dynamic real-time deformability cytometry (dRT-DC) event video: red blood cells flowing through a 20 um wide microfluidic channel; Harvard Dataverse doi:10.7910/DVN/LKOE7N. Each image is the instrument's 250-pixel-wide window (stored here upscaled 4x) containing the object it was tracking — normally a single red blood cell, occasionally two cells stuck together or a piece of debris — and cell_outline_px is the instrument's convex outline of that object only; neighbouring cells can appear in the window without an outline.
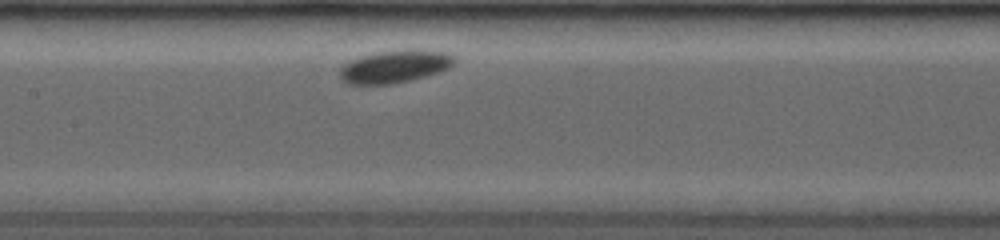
{"species": "common noctule bat (a hibernating species)", "species_latin": "Nyctalus noctula", "temperature_condition": "room temperature", "stored_images_in_passage": 17, "camera_frame_rate_fps": 3500, "um_per_image_px": 0.085, "animal": {"sex": "female", "body_mass_g": 19.0, "forearm_length_mm": 53.3}, "frame": {"image": 1, "passage_image": 6, "time_ms": 2.857, "image_size_px": [1000, 240], "cell_outline_px": [[456, 64], [440, 72], [392, 84], [348, 84], [340, 76], [340, 68], [344, 64], [352, 60], [364, 56], [380, 52], [444, 52], [456, 56]], "centroid_in_image_um": [33.56, 5.7], "position_along_channel_um": 173.8, "area_um2": 20.75}}
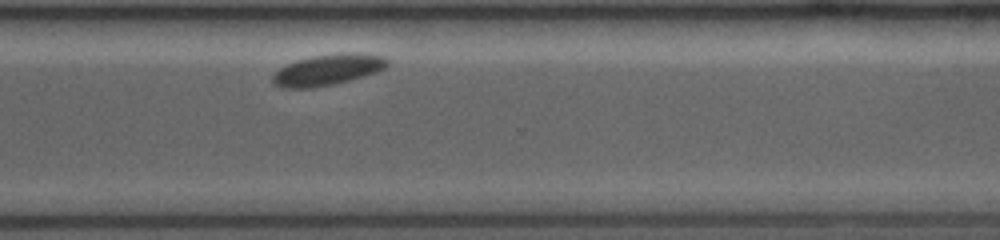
{"frame": {"image": 2, "passage_image": 14, "time_ms": 7.429, "image_size_px": [1000, 240], "cell_outline_px": [[388, 64], [384, 68], [376, 72], [348, 80], [332, 84], [312, 88], [284, 88], [276, 84], [272, 80], [272, 76], [280, 68], [296, 60], [312, 56], [352, 52], [384, 56], [388, 60]], "centroid_in_image_um": [27.86, 5.92], "position_along_channel_um": 342.7, "area_um2": 20.35}}
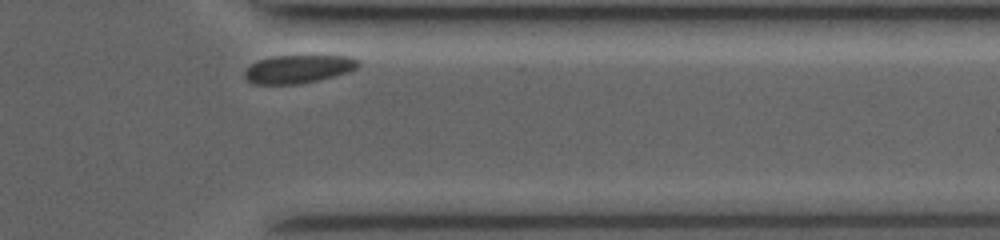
{"frame": {"image": 3, "passage_image": 16, "time_ms": 8.571, "image_size_px": [1000, 240], "cell_outline_px": [[360, 64], [356, 68], [348, 72], [316, 80], [296, 84], [252, 84], [244, 76], [244, 72], [252, 64], [260, 60], [272, 56], [352, 56], [360, 60]], "centroid_in_image_um": [25.37, 5.86], "position_along_channel_um": 386.0, "area_um2": 18.44}}